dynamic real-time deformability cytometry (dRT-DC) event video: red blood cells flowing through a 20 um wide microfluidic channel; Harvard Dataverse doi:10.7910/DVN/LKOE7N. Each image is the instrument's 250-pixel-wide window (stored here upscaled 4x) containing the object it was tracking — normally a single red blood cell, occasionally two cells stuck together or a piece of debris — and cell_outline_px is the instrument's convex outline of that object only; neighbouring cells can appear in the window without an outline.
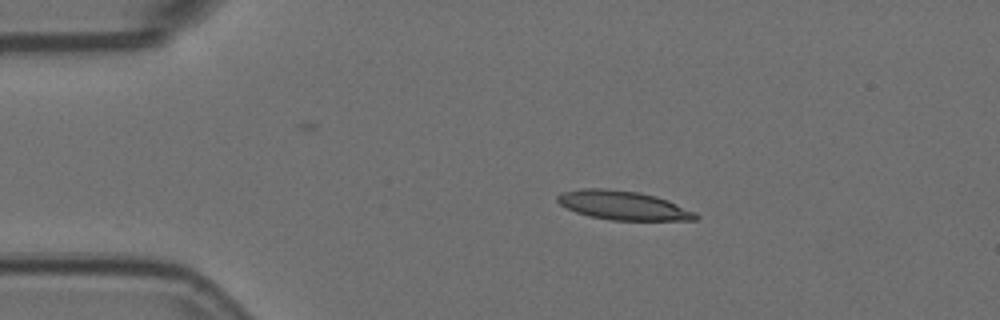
{"species": "Egyptian fruit bat (a non-hibernating species)", "species_latin": "Rousettus aegyptiacus", "temperature_condition": "room temperature", "stored_images_in_passage": 12, "camera_frame_rate_fps": 3000, "um_per_image_px": 0.085, "animal": {"sex": "female"}, "frame": {"image": 1, "passage_image": 1, "time_ms": 0.0, "image_size_px": [1000, 320], "cell_outline_px": [[700, 216], [696, 220], [612, 220], [588, 216], [576, 212], [560, 204], [556, 200], [556, 196], [564, 192], [580, 188], [604, 188], [636, 192], [656, 196], [668, 200], [696, 212]], "centroid_in_image_um": [52.98, 17.46], "position_along_channel_um": 32.0, "area_um2": 23.29}}
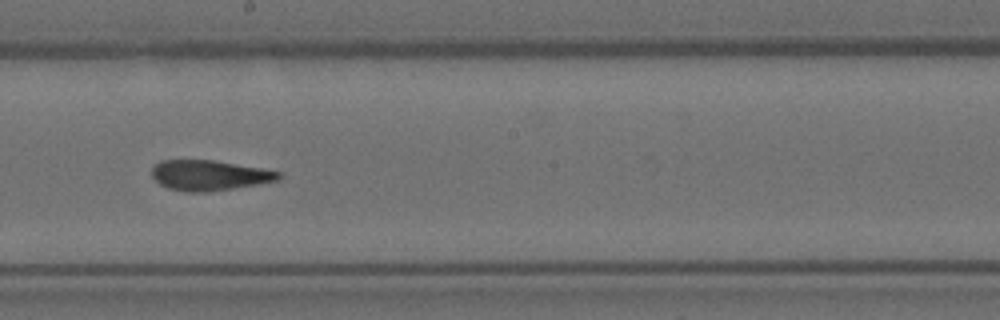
{"frame": {"image": 2, "passage_image": 6, "time_ms": 1.667, "image_size_px": [1000, 320], "cell_outline_px": [[284, 176], [280, 180], [260, 184], [208, 192], [188, 192], [168, 188], [160, 184], [152, 176], [152, 168], [160, 160], [212, 160], [284, 172]], "centroid_in_image_um": [17.85, 14.91], "position_along_channel_um": 230.4, "area_um2": 22.48}}
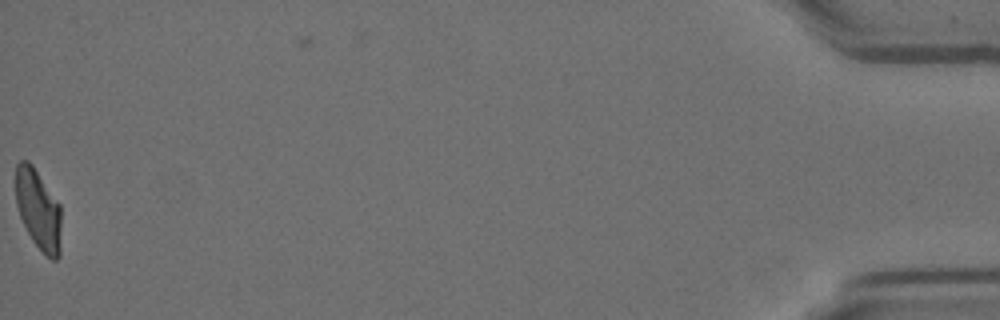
{"frame": {"image": 3, "passage_image": 12, "time_ms": 3.667, "image_size_px": [1000, 320], "cell_outline_px": [[60, 256], [56, 260], [52, 260], [32, 240], [20, 216], [16, 204], [16, 164], [20, 160], [28, 160], [32, 164], [60, 204]], "centroid_in_image_um": [3.25, 17.78], "position_along_channel_um": 431.9, "area_um2": 21.1}}